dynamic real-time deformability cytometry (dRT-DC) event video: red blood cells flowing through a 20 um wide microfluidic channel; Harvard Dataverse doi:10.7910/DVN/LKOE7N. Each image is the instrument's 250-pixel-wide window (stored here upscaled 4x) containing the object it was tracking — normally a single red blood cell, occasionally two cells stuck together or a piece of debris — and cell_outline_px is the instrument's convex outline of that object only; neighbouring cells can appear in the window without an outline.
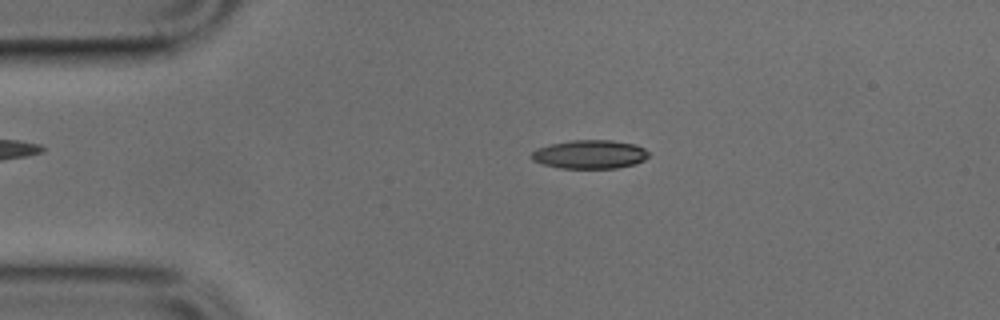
{"species": "common noctule bat (a hibernating species)", "species_latin": "Nyctalus noctula", "temperature_condition": "cold", "stored_images_in_passage": 43, "camera_frame_rate_fps": 3000, "um_per_image_px": 0.085, "animal": {"sex": "male", "body_mass_g": 17.9, "forearm_length_mm": 54.2}, "frame": {"image": 1, "passage_image": 5, "time_ms": 1.333, "image_size_px": [1000, 320], "cell_outline_px": [[648, 156], [644, 160], [636, 164], [616, 168], [560, 168], [544, 164], [532, 160], [532, 152], [536, 148], [548, 144], [572, 140], [612, 140], [636, 144], [644, 148], [648, 152]], "centroid_in_image_um": [50.14, 13.11], "position_along_channel_um": 34.9, "area_um2": 19.65}}
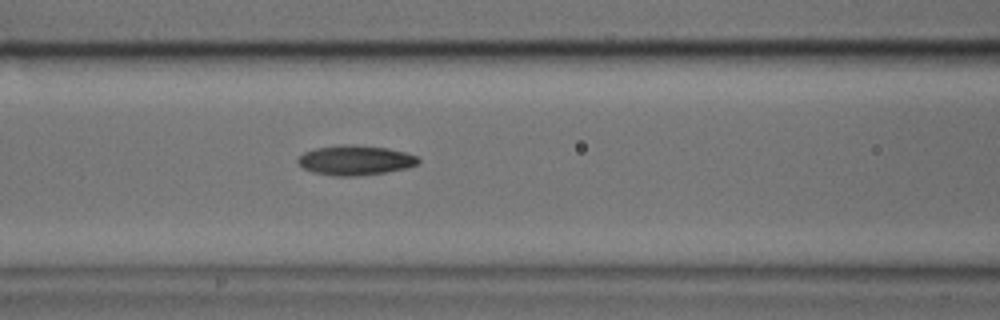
{"frame": {"image": 2, "passage_image": 15, "time_ms": 4.667, "image_size_px": [1000, 320], "cell_outline_px": [[420, 160], [416, 164], [408, 168], [388, 172], [360, 176], [332, 176], [312, 172], [304, 168], [296, 160], [304, 152], [316, 148], [340, 144], [388, 148], [404, 152], [416, 156]], "centroid_in_image_um": [30.19, 13.63], "position_along_channel_um": 136.4, "area_um2": 20.87}}
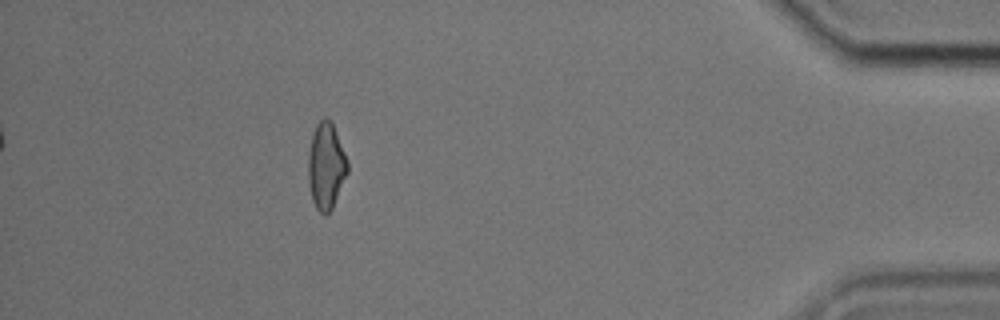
{"frame": {"image": 3, "passage_image": 39, "time_ms": 12.667, "image_size_px": [1000, 320], "cell_outline_px": [[348, 172], [332, 208], [324, 216], [316, 208], [312, 200], [308, 180], [308, 152], [312, 136], [316, 124], [324, 116], [332, 120], [348, 160]], "centroid_in_image_um": [27.72, 14.07], "position_along_channel_um": 407.5, "area_um2": 20.0}}